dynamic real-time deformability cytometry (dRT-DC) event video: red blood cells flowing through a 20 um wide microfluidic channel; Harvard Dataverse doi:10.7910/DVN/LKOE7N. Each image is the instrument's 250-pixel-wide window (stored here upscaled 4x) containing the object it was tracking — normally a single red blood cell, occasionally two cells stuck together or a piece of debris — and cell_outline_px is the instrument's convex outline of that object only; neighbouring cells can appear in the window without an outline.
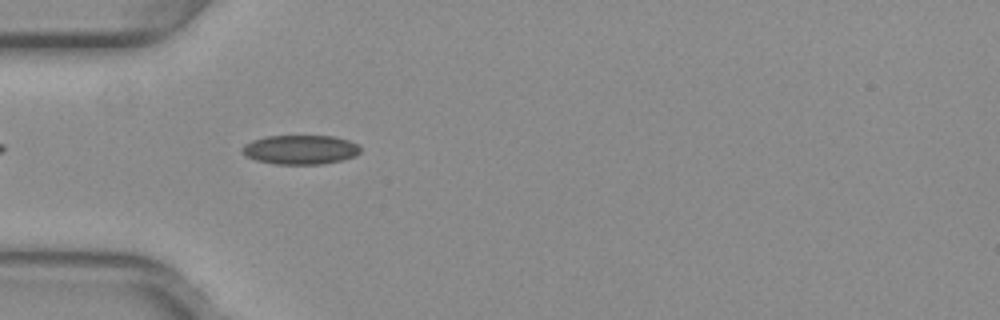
{"species": "common noctule bat (a hibernating species)", "species_latin": "Nyctalus noctula", "temperature_condition": "warm", "stored_images_in_passage": 39, "camera_frame_rate_fps": 3000, "um_per_image_px": 0.085, "animal": {"sex": "female", "body_mass_g": 29.2, "forearm_length_mm": 56.3}, "frame": {"image": 1, "passage_image": 3, "time_ms": 0.667, "image_size_px": [1000, 320], "cell_outline_px": [[360, 152], [356, 156], [324, 164], [272, 164], [256, 160], [244, 156], [240, 152], [240, 148], [244, 144], [252, 140], [264, 136], [332, 136], [348, 140], [356, 144], [360, 148]], "centroid_in_image_um": [25.46, 12.72], "position_along_channel_um": 59.5, "area_um2": 20.35}}
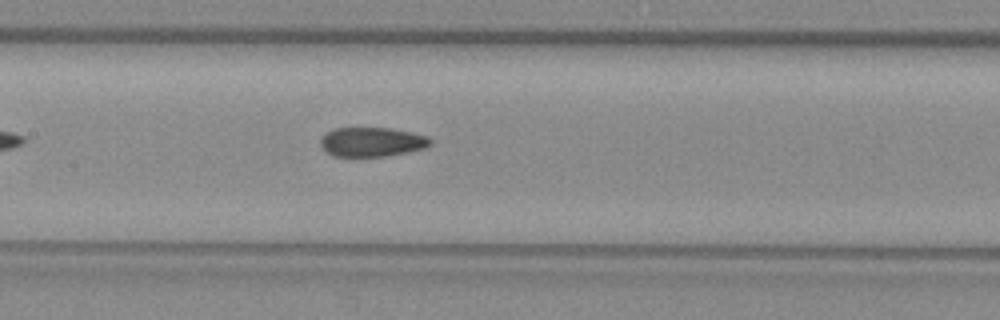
{"frame": {"image": 2, "passage_image": 12, "time_ms": 3.667, "image_size_px": [1000, 320], "cell_outline_px": [[432, 144], [424, 148], [384, 156], [332, 156], [320, 144], [320, 140], [328, 132], [336, 128], [392, 128], [412, 132], [428, 136], [432, 140]], "centroid_in_image_um": [31.64, 12.05], "position_along_channel_um": 175.8, "area_um2": 18.55}}
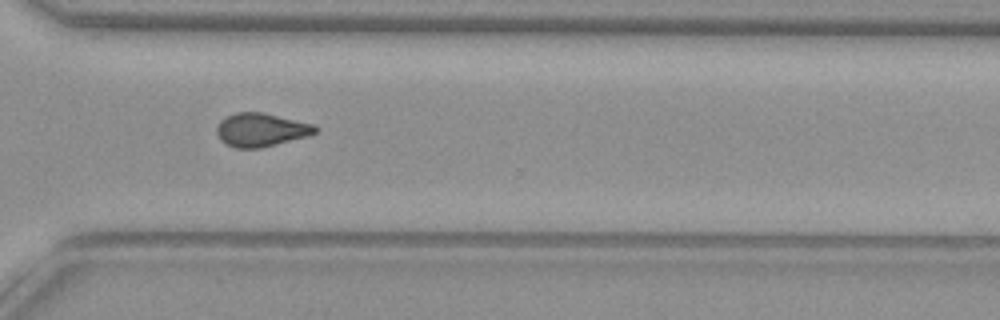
{"frame": {"image": 3, "passage_image": 25, "time_ms": 8.0, "image_size_px": [1000, 320], "cell_outline_px": [[320, 128], [316, 132], [308, 136], [260, 148], [236, 148], [224, 144], [220, 140], [216, 132], [216, 128], [220, 120], [236, 112], [264, 112], [316, 124]], "centroid_in_image_um": [22.21, 11.03], "position_along_channel_um": 348.4, "area_um2": 19.48}, "authors_computed_cell_mechanics": {"area_um2": 19.1896, "velocity_mm_per_s": 3.9911, "shape_relaxation_time_tau1_ms": null, "shape_relaxation_time_tau2_ms": 2.2668, "deformation_change_tau1": null, "deformation_change_tau2": 0.0819}}